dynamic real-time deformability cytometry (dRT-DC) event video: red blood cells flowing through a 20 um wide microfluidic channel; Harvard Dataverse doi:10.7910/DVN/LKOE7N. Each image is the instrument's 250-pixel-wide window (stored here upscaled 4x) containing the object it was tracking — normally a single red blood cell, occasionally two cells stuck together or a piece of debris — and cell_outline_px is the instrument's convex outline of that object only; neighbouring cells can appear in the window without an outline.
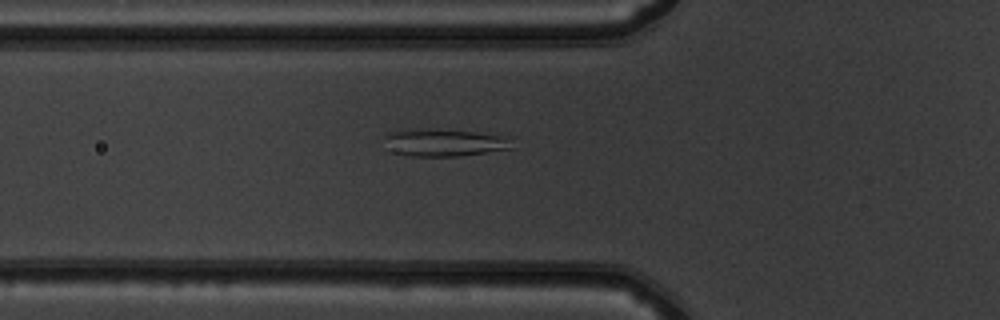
{"species": "common noctule bat (a hibernating species)", "species_latin": "Nyctalus noctula", "temperature_condition": "warm", "stored_images_in_passage": 50, "camera_frame_rate_fps": 3000, "um_per_image_px": 0.085, "animal": {"sex": "male", "body_mass_g": 19.5, "forearm_length_mm": 54.6}, "frame": {"image": 1, "passage_image": 18, "time_ms": 5.667, "image_size_px": [1000, 320], "cell_outline_px": [[516, 136], [512, 148], [460, 156], [408, 156], [396, 152], [384, 136], [388, 132], [404, 128], [476, 132]], "centroid_in_image_um": [37.91, 12.1], "position_along_channel_um": 87.9, "area_um2": 20.4}}
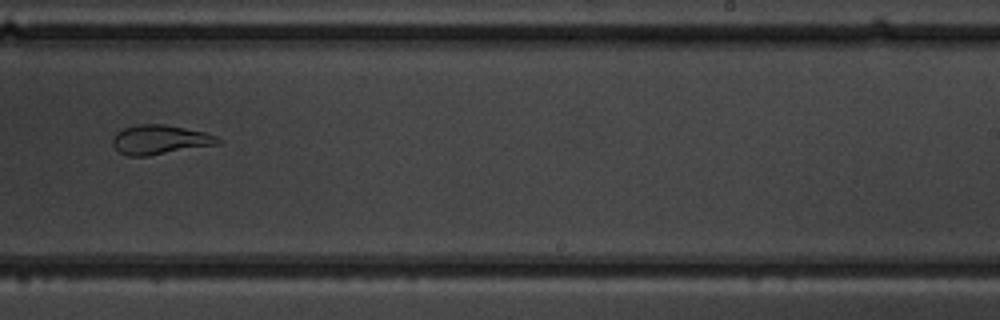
{"frame": {"image": 2, "passage_image": 32, "time_ms": 10.333, "image_size_px": [1000, 320], "cell_outline_px": [[224, 140], [220, 144], [148, 156], [128, 156], [120, 152], [112, 144], [112, 136], [116, 132], [124, 128], [140, 124], [164, 124], [204, 132], [216, 136]], "centroid_in_image_um": [13.61, 11.88], "position_along_channel_um": 275.4, "area_um2": 18.09}}
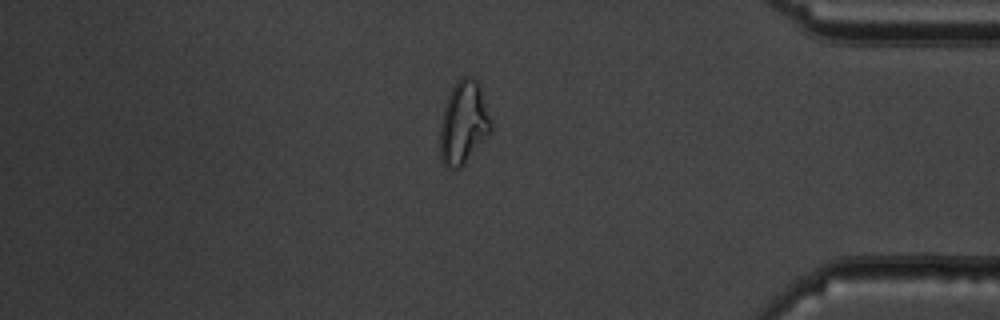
{"frame": {"image": 3, "passage_image": 43, "time_ms": 14.0, "image_size_px": [1000, 320], "cell_outline_px": [[492, 128], [464, 164], [460, 168], [448, 168], [440, 160], [440, 124], [444, 108], [448, 96], [452, 88], [460, 76], [468, 76], [476, 80], [480, 84], [492, 120]], "centroid_in_image_um": [39.4, 10.41], "position_along_channel_um": 395.8, "area_um2": 24.57}}